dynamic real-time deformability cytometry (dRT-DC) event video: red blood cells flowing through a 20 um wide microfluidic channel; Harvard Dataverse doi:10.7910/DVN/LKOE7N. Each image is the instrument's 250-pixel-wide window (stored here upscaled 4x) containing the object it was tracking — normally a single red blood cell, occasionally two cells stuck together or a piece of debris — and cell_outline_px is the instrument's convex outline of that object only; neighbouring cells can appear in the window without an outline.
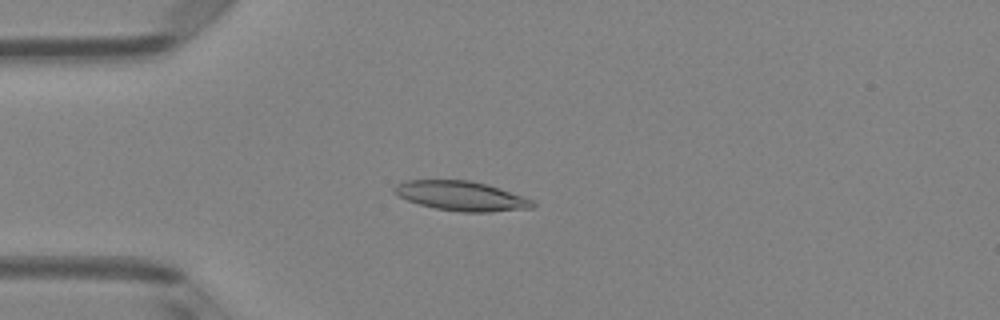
{"species": "Egyptian fruit bat (a non-hibernating species)", "species_latin": "Rousettus aegyptiacus", "temperature_condition": "room temperature", "stored_images_in_passage": 49, "camera_frame_rate_fps": 3000, "um_per_image_px": 0.085, "animal": {"sex": "female"}, "frame": {"image": 1, "passage_image": 12, "time_ms": 3.667, "image_size_px": [1000, 320], "cell_outline_px": [[536, 204], [532, 208], [492, 212], [460, 212], [436, 208], [420, 204], [408, 200], [392, 192], [392, 188], [396, 184], [404, 180], [468, 180], [488, 184], [524, 196], [532, 200]], "centroid_in_image_um": [39.22, 16.65], "position_along_channel_um": 45.8, "area_um2": 23.93}}
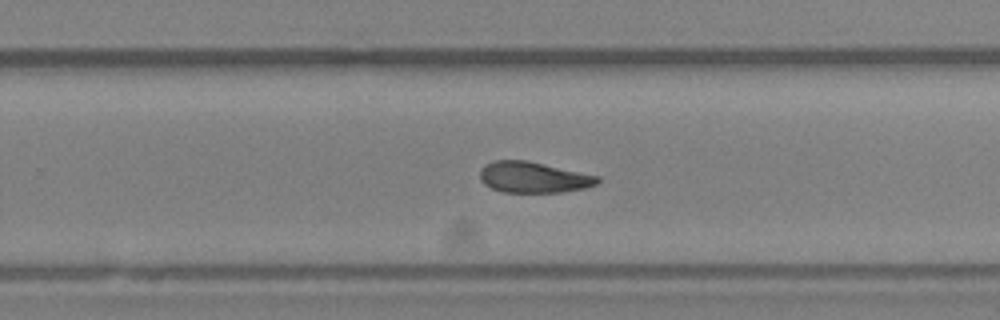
{"frame": {"image": 2, "passage_image": 31, "time_ms": 10.0, "image_size_px": [1000, 320], "cell_outline_px": [[600, 180], [596, 184], [584, 188], [560, 192], [504, 192], [492, 188], [484, 184], [480, 180], [480, 168], [484, 164], [492, 160], [528, 160], [600, 176]], "centroid_in_image_um": [45.32, 15.05], "position_along_channel_um": 284.5, "area_um2": 21.33}}
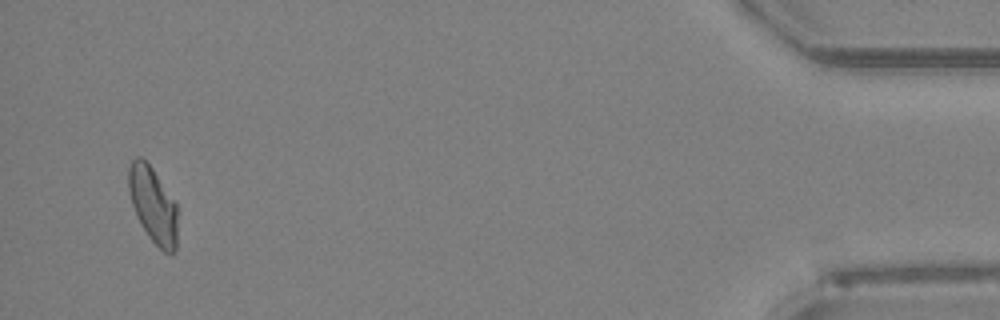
{"frame": {"image": 3, "passage_image": 47, "time_ms": 15.333, "image_size_px": [1000, 320], "cell_outline_px": [[176, 248], [168, 256], [148, 236], [132, 204], [128, 192], [128, 168], [132, 160], [136, 156], [140, 156], [152, 168], [176, 204]], "centroid_in_image_um": [12.99, 17.4], "position_along_channel_um": 422.2, "area_um2": 21.15}, "authors_computed_cell_mechanics": {"area_um2": 22.1374, "velocity_mm_per_s": 4.058, "shape_relaxation_time_tau1_ms": null, "shape_relaxation_time_tau2_ms": 4.4197, "deformation_change_tau1": null, "deformation_change_tau2": 0.1034}}